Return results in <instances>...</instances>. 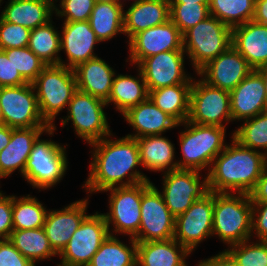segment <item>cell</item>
<instances>
[{
  "instance_id": "1",
  "label": "cell",
  "mask_w": 267,
  "mask_h": 266,
  "mask_svg": "<svg viewBox=\"0 0 267 266\" xmlns=\"http://www.w3.org/2000/svg\"><path fill=\"white\" fill-rule=\"evenodd\" d=\"M91 146L95 147V153L84 185L90 193L114 188L118 183L122 187L149 181L139 171H133L137 165L142 166L136 138L125 136L114 141L104 137ZM127 174L129 180L122 181Z\"/></svg>"
},
{
  "instance_id": "2",
  "label": "cell",
  "mask_w": 267,
  "mask_h": 266,
  "mask_svg": "<svg viewBox=\"0 0 267 266\" xmlns=\"http://www.w3.org/2000/svg\"><path fill=\"white\" fill-rule=\"evenodd\" d=\"M212 164L207 174L210 192L237 190L238 194H249L267 166V156L240 145L232 138V145L226 146Z\"/></svg>"
},
{
  "instance_id": "3",
  "label": "cell",
  "mask_w": 267,
  "mask_h": 266,
  "mask_svg": "<svg viewBox=\"0 0 267 266\" xmlns=\"http://www.w3.org/2000/svg\"><path fill=\"white\" fill-rule=\"evenodd\" d=\"M252 231V202L249 194L214 192L213 235L231 245L250 240Z\"/></svg>"
},
{
  "instance_id": "4",
  "label": "cell",
  "mask_w": 267,
  "mask_h": 266,
  "mask_svg": "<svg viewBox=\"0 0 267 266\" xmlns=\"http://www.w3.org/2000/svg\"><path fill=\"white\" fill-rule=\"evenodd\" d=\"M41 117L54 126L56 115L69 104L77 91L74 70L65 65H47L32 82Z\"/></svg>"
},
{
  "instance_id": "5",
  "label": "cell",
  "mask_w": 267,
  "mask_h": 266,
  "mask_svg": "<svg viewBox=\"0 0 267 266\" xmlns=\"http://www.w3.org/2000/svg\"><path fill=\"white\" fill-rule=\"evenodd\" d=\"M182 36L183 50L188 52L196 72L232 45V28L211 15Z\"/></svg>"
},
{
  "instance_id": "6",
  "label": "cell",
  "mask_w": 267,
  "mask_h": 266,
  "mask_svg": "<svg viewBox=\"0 0 267 266\" xmlns=\"http://www.w3.org/2000/svg\"><path fill=\"white\" fill-rule=\"evenodd\" d=\"M185 130L180 134V146L183 155L178 169L201 171L212 165L214 158L221 153L224 145L225 127L198 125L185 121Z\"/></svg>"
},
{
  "instance_id": "7",
  "label": "cell",
  "mask_w": 267,
  "mask_h": 266,
  "mask_svg": "<svg viewBox=\"0 0 267 266\" xmlns=\"http://www.w3.org/2000/svg\"><path fill=\"white\" fill-rule=\"evenodd\" d=\"M65 147L49 140L33 143L23 177L33 187L46 189L61 180L67 169Z\"/></svg>"
},
{
  "instance_id": "8",
  "label": "cell",
  "mask_w": 267,
  "mask_h": 266,
  "mask_svg": "<svg viewBox=\"0 0 267 266\" xmlns=\"http://www.w3.org/2000/svg\"><path fill=\"white\" fill-rule=\"evenodd\" d=\"M141 222L136 242L174 238L175 217L166 206L162 194L150 182H142Z\"/></svg>"
},
{
  "instance_id": "9",
  "label": "cell",
  "mask_w": 267,
  "mask_h": 266,
  "mask_svg": "<svg viewBox=\"0 0 267 266\" xmlns=\"http://www.w3.org/2000/svg\"><path fill=\"white\" fill-rule=\"evenodd\" d=\"M193 82L187 121L198 125L225 127L223 120L232 121L230 92L211 86L203 79Z\"/></svg>"
},
{
  "instance_id": "10",
  "label": "cell",
  "mask_w": 267,
  "mask_h": 266,
  "mask_svg": "<svg viewBox=\"0 0 267 266\" xmlns=\"http://www.w3.org/2000/svg\"><path fill=\"white\" fill-rule=\"evenodd\" d=\"M34 90L32 83L0 87L3 125L14 129L50 127L41 117Z\"/></svg>"
},
{
  "instance_id": "11",
  "label": "cell",
  "mask_w": 267,
  "mask_h": 266,
  "mask_svg": "<svg viewBox=\"0 0 267 266\" xmlns=\"http://www.w3.org/2000/svg\"><path fill=\"white\" fill-rule=\"evenodd\" d=\"M103 214L88 215L59 254L58 266H88L93 255L111 234Z\"/></svg>"
},
{
  "instance_id": "12",
  "label": "cell",
  "mask_w": 267,
  "mask_h": 266,
  "mask_svg": "<svg viewBox=\"0 0 267 266\" xmlns=\"http://www.w3.org/2000/svg\"><path fill=\"white\" fill-rule=\"evenodd\" d=\"M105 105V101L77 90L68 104L67 110L70 115L62 120L63 127L71 119L77 135L89 144L110 136L106 114L103 111Z\"/></svg>"
},
{
  "instance_id": "13",
  "label": "cell",
  "mask_w": 267,
  "mask_h": 266,
  "mask_svg": "<svg viewBox=\"0 0 267 266\" xmlns=\"http://www.w3.org/2000/svg\"><path fill=\"white\" fill-rule=\"evenodd\" d=\"M199 179L197 170L166 171L162 197L175 218L183 214L196 200L210 192L208 177L203 182H200Z\"/></svg>"
},
{
  "instance_id": "14",
  "label": "cell",
  "mask_w": 267,
  "mask_h": 266,
  "mask_svg": "<svg viewBox=\"0 0 267 266\" xmlns=\"http://www.w3.org/2000/svg\"><path fill=\"white\" fill-rule=\"evenodd\" d=\"M214 192L196 200L175 218L174 239L190 253L197 244L213 235Z\"/></svg>"
},
{
  "instance_id": "15",
  "label": "cell",
  "mask_w": 267,
  "mask_h": 266,
  "mask_svg": "<svg viewBox=\"0 0 267 266\" xmlns=\"http://www.w3.org/2000/svg\"><path fill=\"white\" fill-rule=\"evenodd\" d=\"M111 191L110 213L103 214L108 225H114V231L128 234L135 238L141 222L142 182L131 185L114 187Z\"/></svg>"
},
{
  "instance_id": "16",
  "label": "cell",
  "mask_w": 267,
  "mask_h": 266,
  "mask_svg": "<svg viewBox=\"0 0 267 266\" xmlns=\"http://www.w3.org/2000/svg\"><path fill=\"white\" fill-rule=\"evenodd\" d=\"M184 50L164 51L145 58L139 65L147 90L192 82L184 72Z\"/></svg>"
},
{
  "instance_id": "17",
  "label": "cell",
  "mask_w": 267,
  "mask_h": 266,
  "mask_svg": "<svg viewBox=\"0 0 267 266\" xmlns=\"http://www.w3.org/2000/svg\"><path fill=\"white\" fill-rule=\"evenodd\" d=\"M130 61L140 64L145 58L164 51L183 50V36L171 21L150 27L129 40Z\"/></svg>"
},
{
  "instance_id": "18",
  "label": "cell",
  "mask_w": 267,
  "mask_h": 266,
  "mask_svg": "<svg viewBox=\"0 0 267 266\" xmlns=\"http://www.w3.org/2000/svg\"><path fill=\"white\" fill-rule=\"evenodd\" d=\"M253 68L246 59L231 45L215 59L203 66L197 74L211 86L232 91Z\"/></svg>"
},
{
  "instance_id": "19",
  "label": "cell",
  "mask_w": 267,
  "mask_h": 266,
  "mask_svg": "<svg viewBox=\"0 0 267 266\" xmlns=\"http://www.w3.org/2000/svg\"><path fill=\"white\" fill-rule=\"evenodd\" d=\"M230 105L232 120H247L267 111L264 82L255 69L230 91Z\"/></svg>"
},
{
  "instance_id": "20",
  "label": "cell",
  "mask_w": 267,
  "mask_h": 266,
  "mask_svg": "<svg viewBox=\"0 0 267 266\" xmlns=\"http://www.w3.org/2000/svg\"><path fill=\"white\" fill-rule=\"evenodd\" d=\"M87 199L73 202L62 210L47 213L43 229L53 250L60 254L73 233L88 216L85 214Z\"/></svg>"
},
{
  "instance_id": "21",
  "label": "cell",
  "mask_w": 267,
  "mask_h": 266,
  "mask_svg": "<svg viewBox=\"0 0 267 266\" xmlns=\"http://www.w3.org/2000/svg\"><path fill=\"white\" fill-rule=\"evenodd\" d=\"M55 129L54 126L13 129L10 142L0 151V178L9 176L17 168L23 175L33 143L44 131L51 135Z\"/></svg>"
},
{
  "instance_id": "22",
  "label": "cell",
  "mask_w": 267,
  "mask_h": 266,
  "mask_svg": "<svg viewBox=\"0 0 267 266\" xmlns=\"http://www.w3.org/2000/svg\"><path fill=\"white\" fill-rule=\"evenodd\" d=\"M232 46L257 69L267 64V25L248 21L232 28Z\"/></svg>"
},
{
  "instance_id": "23",
  "label": "cell",
  "mask_w": 267,
  "mask_h": 266,
  "mask_svg": "<svg viewBox=\"0 0 267 266\" xmlns=\"http://www.w3.org/2000/svg\"><path fill=\"white\" fill-rule=\"evenodd\" d=\"M62 32L61 50L65 49L69 61L66 67L74 69L80 63L97 57L93 49L95 43L101 41L91 29L89 21H65Z\"/></svg>"
},
{
  "instance_id": "24",
  "label": "cell",
  "mask_w": 267,
  "mask_h": 266,
  "mask_svg": "<svg viewBox=\"0 0 267 266\" xmlns=\"http://www.w3.org/2000/svg\"><path fill=\"white\" fill-rule=\"evenodd\" d=\"M122 115L137 132L135 135H127L132 138L161 135L162 132L180 125L172 116L159 109L149 97Z\"/></svg>"
},
{
  "instance_id": "25",
  "label": "cell",
  "mask_w": 267,
  "mask_h": 266,
  "mask_svg": "<svg viewBox=\"0 0 267 266\" xmlns=\"http://www.w3.org/2000/svg\"><path fill=\"white\" fill-rule=\"evenodd\" d=\"M123 30L129 40L137 33L170 20L169 0H139L124 12Z\"/></svg>"
},
{
  "instance_id": "26",
  "label": "cell",
  "mask_w": 267,
  "mask_h": 266,
  "mask_svg": "<svg viewBox=\"0 0 267 266\" xmlns=\"http://www.w3.org/2000/svg\"><path fill=\"white\" fill-rule=\"evenodd\" d=\"M73 70L77 90L108 101L115 72L104 60L96 57L80 63Z\"/></svg>"
},
{
  "instance_id": "27",
  "label": "cell",
  "mask_w": 267,
  "mask_h": 266,
  "mask_svg": "<svg viewBox=\"0 0 267 266\" xmlns=\"http://www.w3.org/2000/svg\"><path fill=\"white\" fill-rule=\"evenodd\" d=\"M188 254L174 238L137 242V266H187L184 258Z\"/></svg>"
},
{
  "instance_id": "28",
  "label": "cell",
  "mask_w": 267,
  "mask_h": 266,
  "mask_svg": "<svg viewBox=\"0 0 267 266\" xmlns=\"http://www.w3.org/2000/svg\"><path fill=\"white\" fill-rule=\"evenodd\" d=\"M55 9L53 0H10L1 18L29 30L45 25Z\"/></svg>"
},
{
  "instance_id": "29",
  "label": "cell",
  "mask_w": 267,
  "mask_h": 266,
  "mask_svg": "<svg viewBox=\"0 0 267 266\" xmlns=\"http://www.w3.org/2000/svg\"><path fill=\"white\" fill-rule=\"evenodd\" d=\"M142 166L153 171H173L178 169V163L173 162V144L161 135H149L136 138ZM171 166V167H169Z\"/></svg>"
},
{
  "instance_id": "30",
  "label": "cell",
  "mask_w": 267,
  "mask_h": 266,
  "mask_svg": "<svg viewBox=\"0 0 267 266\" xmlns=\"http://www.w3.org/2000/svg\"><path fill=\"white\" fill-rule=\"evenodd\" d=\"M191 85L192 82H185L150 90L148 97L159 109L183 124L189 116Z\"/></svg>"
},
{
  "instance_id": "31",
  "label": "cell",
  "mask_w": 267,
  "mask_h": 266,
  "mask_svg": "<svg viewBox=\"0 0 267 266\" xmlns=\"http://www.w3.org/2000/svg\"><path fill=\"white\" fill-rule=\"evenodd\" d=\"M140 79L130 75H118L114 77L111 92L106 104L113 102L122 114L131 107L137 106L140 102L145 101L149 92L143 74L139 69Z\"/></svg>"
},
{
  "instance_id": "32",
  "label": "cell",
  "mask_w": 267,
  "mask_h": 266,
  "mask_svg": "<svg viewBox=\"0 0 267 266\" xmlns=\"http://www.w3.org/2000/svg\"><path fill=\"white\" fill-rule=\"evenodd\" d=\"M123 7L119 3H95L89 23L97 38L102 42L111 39L123 30Z\"/></svg>"
},
{
  "instance_id": "33",
  "label": "cell",
  "mask_w": 267,
  "mask_h": 266,
  "mask_svg": "<svg viewBox=\"0 0 267 266\" xmlns=\"http://www.w3.org/2000/svg\"><path fill=\"white\" fill-rule=\"evenodd\" d=\"M9 240L14 247L33 264L57 255L50 245L43 227L28 230H13Z\"/></svg>"
},
{
  "instance_id": "34",
  "label": "cell",
  "mask_w": 267,
  "mask_h": 266,
  "mask_svg": "<svg viewBox=\"0 0 267 266\" xmlns=\"http://www.w3.org/2000/svg\"><path fill=\"white\" fill-rule=\"evenodd\" d=\"M130 240L132 249L110 234L88 266H137V242L133 238Z\"/></svg>"
},
{
  "instance_id": "35",
  "label": "cell",
  "mask_w": 267,
  "mask_h": 266,
  "mask_svg": "<svg viewBox=\"0 0 267 266\" xmlns=\"http://www.w3.org/2000/svg\"><path fill=\"white\" fill-rule=\"evenodd\" d=\"M49 21L31 30L28 48L47 65H65L57 56L61 50V35Z\"/></svg>"
},
{
  "instance_id": "36",
  "label": "cell",
  "mask_w": 267,
  "mask_h": 266,
  "mask_svg": "<svg viewBox=\"0 0 267 266\" xmlns=\"http://www.w3.org/2000/svg\"><path fill=\"white\" fill-rule=\"evenodd\" d=\"M209 13L225 25L233 28L252 21L255 0H210Z\"/></svg>"
},
{
  "instance_id": "37",
  "label": "cell",
  "mask_w": 267,
  "mask_h": 266,
  "mask_svg": "<svg viewBox=\"0 0 267 266\" xmlns=\"http://www.w3.org/2000/svg\"><path fill=\"white\" fill-rule=\"evenodd\" d=\"M47 213L46 208L29 195L20 199L12 196L13 230L41 228L45 223Z\"/></svg>"
},
{
  "instance_id": "38",
  "label": "cell",
  "mask_w": 267,
  "mask_h": 266,
  "mask_svg": "<svg viewBox=\"0 0 267 266\" xmlns=\"http://www.w3.org/2000/svg\"><path fill=\"white\" fill-rule=\"evenodd\" d=\"M244 121L232 138L246 148L255 151L256 148H261L267 151V111ZM264 154L267 156V152Z\"/></svg>"
},
{
  "instance_id": "39",
  "label": "cell",
  "mask_w": 267,
  "mask_h": 266,
  "mask_svg": "<svg viewBox=\"0 0 267 266\" xmlns=\"http://www.w3.org/2000/svg\"><path fill=\"white\" fill-rule=\"evenodd\" d=\"M208 5L202 3H170V20L183 35L188 29L210 15Z\"/></svg>"
},
{
  "instance_id": "40",
  "label": "cell",
  "mask_w": 267,
  "mask_h": 266,
  "mask_svg": "<svg viewBox=\"0 0 267 266\" xmlns=\"http://www.w3.org/2000/svg\"><path fill=\"white\" fill-rule=\"evenodd\" d=\"M4 51L7 58L11 59L14 68L18 70L28 83H32L47 66V64L36 56L28 47L11 48L5 49Z\"/></svg>"
},
{
  "instance_id": "41",
  "label": "cell",
  "mask_w": 267,
  "mask_h": 266,
  "mask_svg": "<svg viewBox=\"0 0 267 266\" xmlns=\"http://www.w3.org/2000/svg\"><path fill=\"white\" fill-rule=\"evenodd\" d=\"M248 244V240L231 245L226 250L239 266H267V240Z\"/></svg>"
},
{
  "instance_id": "42",
  "label": "cell",
  "mask_w": 267,
  "mask_h": 266,
  "mask_svg": "<svg viewBox=\"0 0 267 266\" xmlns=\"http://www.w3.org/2000/svg\"><path fill=\"white\" fill-rule=\"evenodd\" d=\"M31 30L0 17V50L28 47Z\"/></svg>"
},
{
  "instance_id": "43",
  "label": "cell",
  "mask_w": 267,
  "mask_h": 266,
  "mask_svg": "<svg viewBox=\"0 0 267 266\" xmlns=\"http://www.w3.org/2000/svg\"><path fill=\"white\" fill-rule=\"evenodd\" d=\"M62 10L55 7L58 16L66 17L65 21H88L95 5L94 0H61Z\"/></svg>"
},
{
  "instance_id": "44",
  "label": "cell",
  "mask_w": 267,
  "mask_h": 266,
  "mask_svg": "<svg viewBox=\"0 0 267 266\" xmlns=\"http://www.w3.org/2000/svg\"><path fill=\"white\" fill-rule=\"evenodd\" d=\"M28 82L21 76L17 69L7 58L4 50H0V87L20 86Z\"/></svg>"
},
{
  "instance_id": "45",
  "label": "cell",
  "mask_w": 267,
  "mask_h": 266,
  "mask_svg": "<svg viewBox=\"0 0 267 266\" xmlns=\"http://www.w3.org/2000/svg\"><path fill=\"white\" fill-rule=\"evenodd\" d=\"M0 266H35L24 257L9 239L0 242Z\"/></svg>"
},
{
  "instance_id": "46",
  "label": "cell",
  "mask_w": 267,
  "mask_h": 266,
  "mask_svg": "<svg viewBox=\"0 0 267 266\" xmlns=\"http://www.w3.org/2000/svg\"><path fill=\"white\" fill-rule=\"evenodd\" d=\"M12 231V196H4L0 192V237L9 239Z\"/></svg>"
},
{
  "instance_id": "47",
  "label": "cell",
  "mask_w": 267,
  "mask_h": 266,
  "mask_svg": "<svg viewBox=\"0 0 267 266\" xmlns=\"http://www.w3.org/2000/svg\"><path fill=\"white\" fill-rule=\"evenodd\" d=\"M255 212L259 214L257 218ZM253 230L257 233L259 240H267V202L252 203Z\"/></svg>"
},
{
  "instance_id": "48",
  "label": "cell",
  "mask_w": 267,
  "mask_h": 266,
  "mask_svg": "<svg viewBox=\"0 0 267 266\" xmlns=\"http://www.w3.org/2000/svg\"><path fill=\"white\" fill-rule=\"evenodd\" d=\"M249 196L252 203L267 202V166Z\"/></svg>"
},
{
  "instance_id": "49",
  "label": "cell",
  "mask_w": 267,
  "mask_h": 266,
  "mask_svg": "<svg viewBox=\"0 0 267 266\" xmlns=\"http://www.w3.org/2000/svg\"><path fill=\"white\" fill-rule=\"evenodd\" d=\"M198 266H239L233 257L226 251L211 257L207 260L200 261Z\"/></svg>"
},
{
  "instance_id": "50",
  "label": "cell",
  "mask_w": 267,
  "mask_h": 266,
  "mask_svg": "<svg viewBox=\"0 0 267 266\" xmlns=\"http://www.w3.org/2000/svg\"><path fill=\"white\" fill-rule=\"evenodd\" d=\"M253 21L267 25V0H255V13Z\"/></svg>"
},
{
  "instance_id": "51",
  "label": "cell",
  "mask_w": 267,
  "mask_h": 266,
  "mask_svg": "<svg viewBox=\"0 0 267 266\" xmlns=\"http://www.w3.org/2000/svg\"><path fill=\"white\" fill-rule=\"evenodd\" d=\"M13 129L14 128L7 125L0 126V151H2L10 142Z\"/></svg>"
},
{
  "instance_id": "52",
  "label": "cell",
  "mask_w": 267,
  "mask_h": 266,
  "mask_svg": "<svg viewBox=\"0 0 267 266\" xmlns=\"http://www.w3.org/2000/svg\"><path fill=\"white\" fill-rule=\"evenodd\" d=\"M255 70L261 75L263 79L264 86H265L266 100H267V64L264 66H260Z\"/></svg>"
},
{
  "instance_id": "53",
  "label": "cell",
  "mask_w": 267,
  "mask_h": 266,
  "mask_svg": "<svg viewBox=\"0 0 267 266\" xmlns=\"http://www.w3.org/2000/svg\"><path fill=\"white\" fill-rule=\"evenodd\" d=\"M210 0H169L170 3H202L209 4Z\"/></svg>"
},
{
  "instance_id": "54",
  "label": "cell",
  "mask_w": 267,
  "mask_h": 266,
  "mask_svg": "<svg viewBox=\"0 0 267 266\" xmlns=\"http://www.w3.org/2000/svg\"><path fill=\"white\" fill-rule=\"evenodd\" d=\"M95 3H103V2H107V3H118V0H94Z\"/></svg>"
},
{
  "instance_id": "55",
  "label": "cell",
  "mask_w": 267,
  "mask_h": 266,
  "mask_svg": "<svg viewBox=\"0 0 267 266\" xmlns=\"http://www.w3.org/2000/svg\"><path fill=\"white\" fill-rule=\"evenodd\" d=\"M3 125V117H2V111H1V105H0V126Z\"/></svg>"
}]
</instances>
